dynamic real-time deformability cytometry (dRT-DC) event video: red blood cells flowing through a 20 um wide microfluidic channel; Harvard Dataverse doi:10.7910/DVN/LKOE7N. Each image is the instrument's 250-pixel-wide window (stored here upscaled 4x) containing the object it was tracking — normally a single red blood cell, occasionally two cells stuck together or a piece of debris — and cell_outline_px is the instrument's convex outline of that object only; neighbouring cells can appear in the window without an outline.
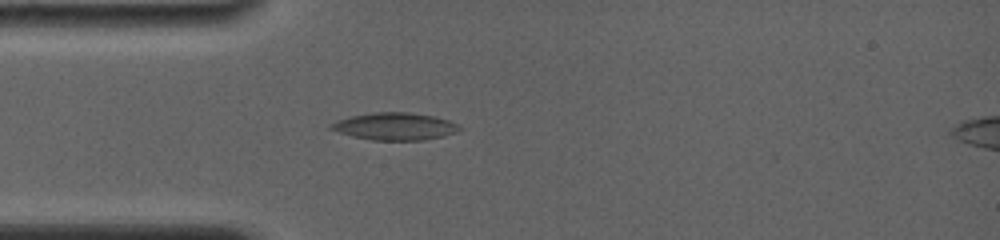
{"species": "common noctule bat (a hibernating species)", "species_latin": "Nyctalus noctula", "temperature_condition": "room temperature", "stored_images_in_passage": 4, "camera_frame_rate_fps": 4000, "um_per_image_px": 0.085, "animal": {"sex": "female", "body_mass_g": 19.0, "forearm_length_mm": 56.7}, "frame": {"image": 1, "passage_image": 4, "time_ms": 3.0, "image_size_px": [1000, 240], "cell_outline_px": [[464, 128], [456, 132], [444, 136], [424, 140], [372, 140], [352, 136], [328, 128], [328, 124], [336, 120], [348, 116], [372, 112], [408, 112], [436, 116], [448, 120]], "centroid_in_image_um": [33.55, 10.73], "position_along_channel_um": 51.5, "area_um2": 20.69}}